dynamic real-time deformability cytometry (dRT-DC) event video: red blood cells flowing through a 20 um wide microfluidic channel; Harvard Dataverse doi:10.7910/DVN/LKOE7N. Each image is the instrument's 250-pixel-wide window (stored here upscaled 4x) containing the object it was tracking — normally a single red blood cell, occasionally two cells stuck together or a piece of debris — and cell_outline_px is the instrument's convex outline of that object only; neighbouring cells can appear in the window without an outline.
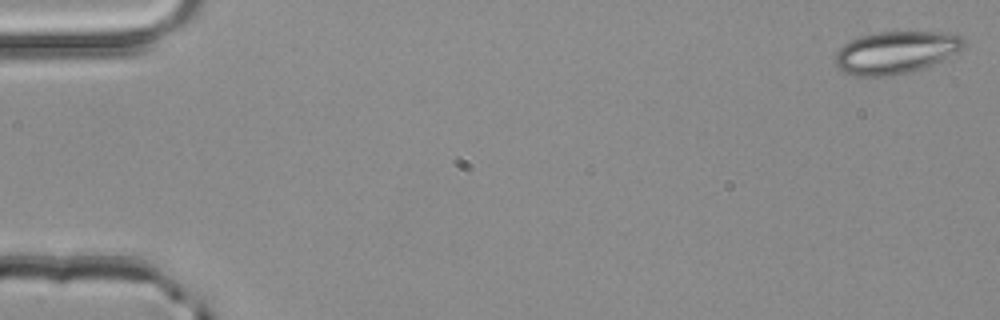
{"species": "common noctule bat (a hibernating species)", "species_latin": "Nyctalus noctula", "temperature_condition": "room temperature", "stored_images_in_passage": 52, "camera_frame_rate_fps": 3000, "um_per_image_px": 0.085, "animal": {"sex": "male", "body_mass_g": 20.4}, "frame": {"image": 1, "passage_image": 1, "time_ms": 0.0, "image_size_px": [1000, 320], "cell_outline_px": [[964, 48], [924, 68], [912, 72], [888, 76], [852, 76], [844, 72], [832, 60], [836, 52], [844, 44], [860, 36], [876, 32], [956, 32], [964, 36]], "centroid_in_image_um": [76.14, 4.45], "position_along_channel_um": 8.9, "area_um2": 32.02}}
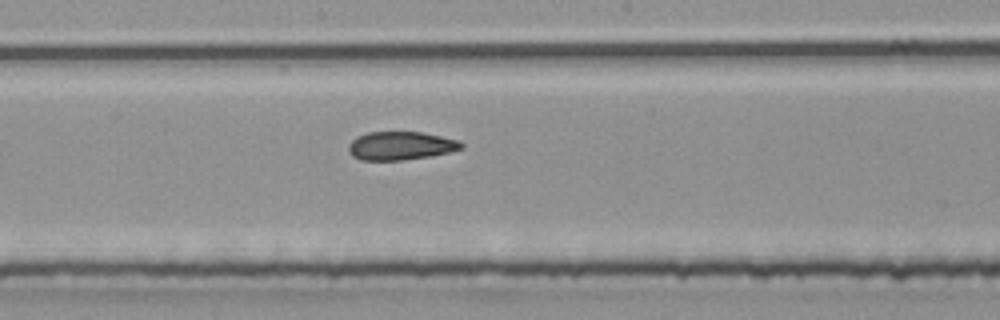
{"frame": {"image": 2, "passage_image": 28, "time_ms": 9.0, "image_size_px": [1000, 320], "cell_outline_px": [[464, 148], [432, 156], [400, 160], [360, 160], [352, 156], [348, 152], [348, 144], [352, 140], [368, 132], [424, 132], [460, 140], [464, 144]], "centroid_in_image_um": [34.08, 12.39], "position_along_channel_um": 214.1, "area_um2": 18.79}}
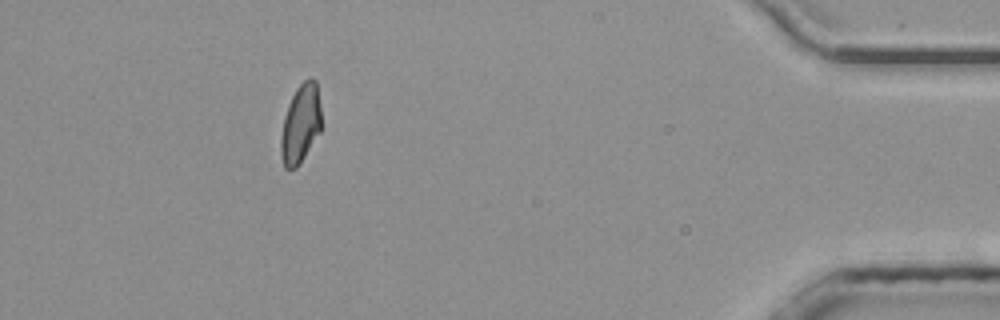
{"frame": {"image": 3, "passage_image": 47, "time_ms": 15.333, "image_size_px": [1000, 320], "cell_outline_px": [[320, 132], [296, 168], [284, 168], [280, 156], [280, 140], [284, 116], [288, 104], [296, 88], [308, 76], [312, 76], [316, 80], [320, 108]], "centroid_in_image_um": [25.53, 10.5], "position_along_channel_um": 409.7, "area_um2": 18.55}, "authors_computed_cell_mechanics": {"area_um2": 19.4208, "velocity_mm_per_s": 4.0261, "shape_relaxation_time_tau1_ms": 6.2984, "shape_relaxation_time_tau2_ms": 4.3074, "deformation_change_tau1": 0.1351, "deformation_change_tau2": 0.0907}}